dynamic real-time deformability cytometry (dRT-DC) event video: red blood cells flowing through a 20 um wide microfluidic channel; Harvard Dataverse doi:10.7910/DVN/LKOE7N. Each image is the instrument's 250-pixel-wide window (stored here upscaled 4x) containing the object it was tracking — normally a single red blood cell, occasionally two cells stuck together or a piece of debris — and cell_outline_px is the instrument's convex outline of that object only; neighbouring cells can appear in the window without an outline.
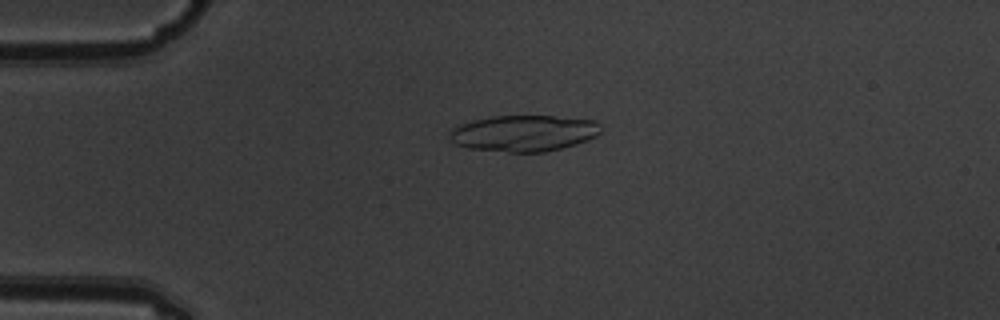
{"species": "common noctule bat (a hibernating species)", "species_latin": "Nyctalus noctula", "temperature_condition": "warm", "stored_images_in_passage": 3, "camera_frame_rate_fps": 3000, "um_per_image_px": 0.085, "animal": {"sex": "male", "body_mass_g": 19.5, "forearm_length_mm": 54.6}, "frame": {"image": 1, "passage_image": 2, "time_ms": 0.333, "image_size_px": [1000, 320], "cell_outline_px": [[600, 132], [596, 136], [588, 140], [576, 144], [544, 152], [508, 152], [468, 148], [456, 144], [448, 140], [448, 136], [452, 128], [460, 124], [472, 120], [492, 116], [552, 116], [596, 120], [600, 124]], "centroid_in_image_um": [44.5, 11.32], "position_along_channel_um": 40.5, "area_um2": 32.08}}